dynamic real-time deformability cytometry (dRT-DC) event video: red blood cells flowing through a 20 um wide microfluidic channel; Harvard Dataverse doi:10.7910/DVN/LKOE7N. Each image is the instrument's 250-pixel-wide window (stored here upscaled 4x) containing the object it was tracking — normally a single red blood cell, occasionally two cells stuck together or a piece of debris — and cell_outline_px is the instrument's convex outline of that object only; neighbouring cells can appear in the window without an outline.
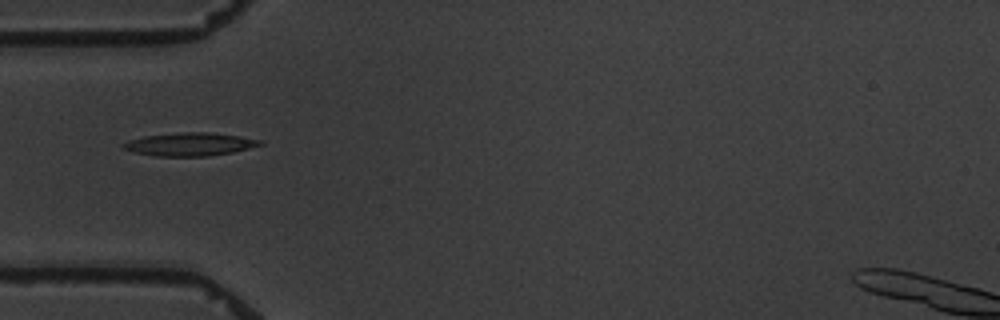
{"species": "common noctule bat (a hibernating species)", "species_latin": "Nyctalus noctula", "temperature_condition": "warm", "stored_images_in_passage": 11, "camera_frame_rate_fps": 3000, "um_per_image_px": 0.085, "animal": {"sex": "male", "body_mass_g": 19.5, "forearm_length_mm": 54.6}, "frame": {"image": 1, "passage_image": 5, "time_ms": 5.667, "image_size_px": [1000, 320], "cell_outline_px": [[264, 144], [232, 152], [208, 156], [156, 156], [132, 152], [124, 148], [120, 144], [128, 140], [144, 136], [184, 132], [208, 132], [240, 136], [264, 140]], "centroid_in_image_um": [16.13, 12.26], "position_along_channel_um": 68.9, "area_um2": 18.44}}
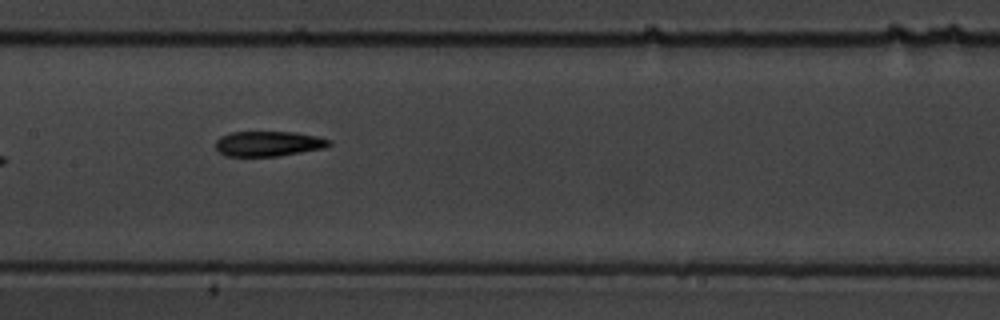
{"frame": {"image": 2, "passage_image": 8, "time_ms": 9.0, "image_size_px": [1000, 320], "cell_outline_px": [[332, 144], [324, 148], [280, 156], [224, 156], [216, 148], [216, 140], [220, 136], [232, 132], [296, 132], [316, 136], [332, 140]], "centroid_in_image_um": [22.83, 12.21], "position_along_channel_um": 184.6, "area_um2": 16.7}}
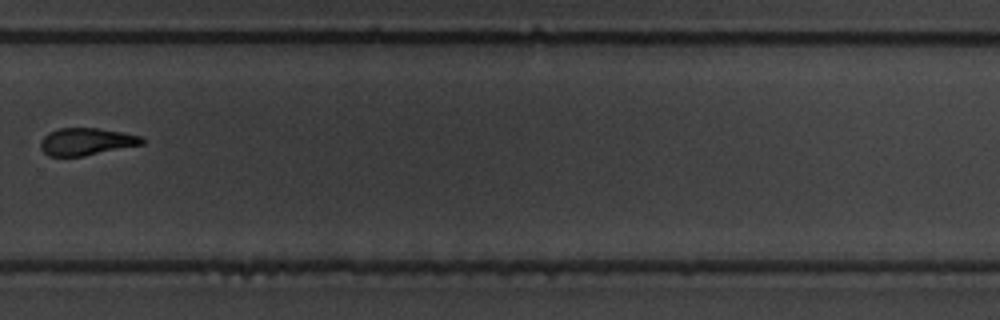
{"frame": {"image": 3, "passage_image": 11, "time_ms": 13.0, "image_size_px": [1000, 320], "cell_outline_px": [[144, 144], [84, 156], [48, 156], [40, 148], [40, 144], [44, 136], [48, 132], [60, 128], [100, 128], [124, 132], [140, 136], [144, 140]], "centroid_in_image_um": [7.34, 12.03], "position_along_channel_um": 322.5, "area_um2": 16.18}}